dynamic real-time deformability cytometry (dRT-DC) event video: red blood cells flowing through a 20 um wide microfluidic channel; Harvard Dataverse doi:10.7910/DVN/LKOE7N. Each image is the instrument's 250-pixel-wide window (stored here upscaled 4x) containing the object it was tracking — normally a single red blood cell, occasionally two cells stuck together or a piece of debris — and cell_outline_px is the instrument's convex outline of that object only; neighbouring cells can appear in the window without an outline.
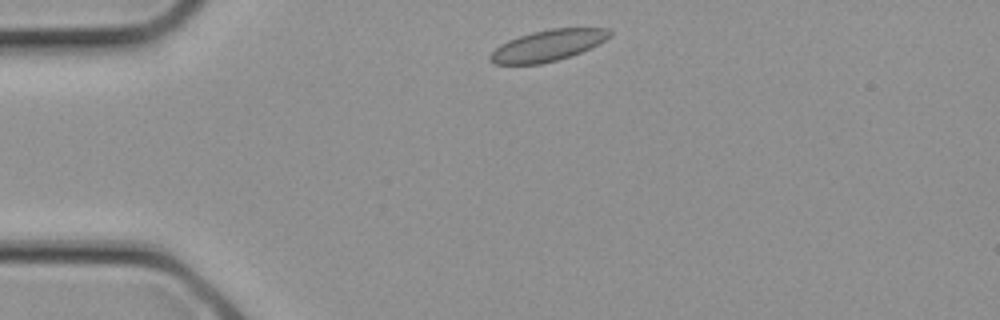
{"species": "common noctule bat (a hibernating species)", "species_latin": "Nyctalus noctula", "temperature_condition": "cold", "stored_images_in_passage": 5, "camera_frame_rate_fps": 3000, "um_per_image_px": 0.085, "animal": {"sex": "female", "body_mass_g": 21.9}, "frame": {"image": 1, "passage_image": 1, "time_ms": 0.0, "image_size_px": [1000, 320], "cell_outline_px": [[612, 36], [580, 52], [556, 60], [540, 64], [492, 64], [488, 60], [488, 56], [500, 44], [508, 40], [532, 32], [552, 28], [608, 28], [612, 32]], "centroid_in_image_um": [46.52, 3.86], "position_along_channel_um": 38.5, "area_um2": 21.5}}
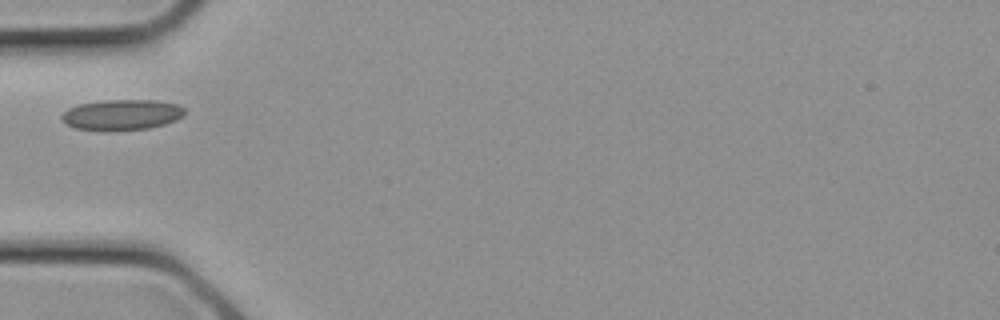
{"frame": {"image": 2, "passage_image": 4, "time_ms": 1.0, "image_size_px": [1000, 320], "cell_outline_px": [[184, 116], [176, 120], [164, 124], [148, 128], [104, 132], [76, 128], [68, 124], [60, 116], [68, 108], [76, 104], [104, 100], [156, 100], [176, 104], [184, 108]], "centroid_in_image_um": [10.34, 9.76], "position_along_channel_um": 74.7, "area_um2": 22.14}}